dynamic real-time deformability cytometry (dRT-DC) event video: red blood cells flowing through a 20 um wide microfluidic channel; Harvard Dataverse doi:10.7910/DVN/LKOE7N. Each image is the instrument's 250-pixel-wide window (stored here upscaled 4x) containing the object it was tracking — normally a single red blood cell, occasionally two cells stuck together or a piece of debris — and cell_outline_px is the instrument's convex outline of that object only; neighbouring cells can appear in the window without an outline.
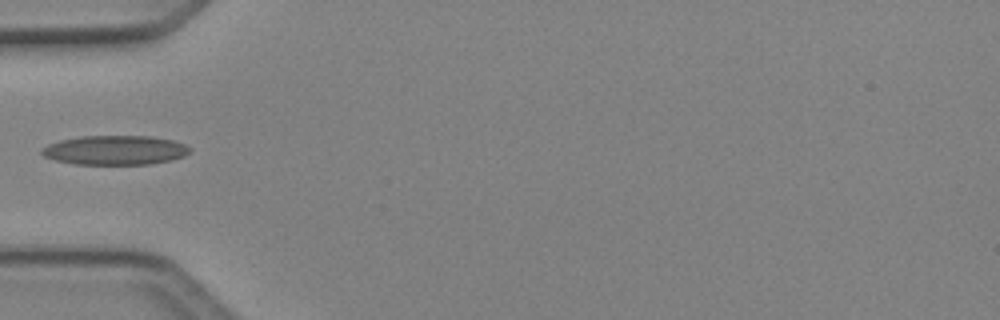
{"species": "Egyptian fruit bat (a non-hibernating species)", "species_latin": "Rousettus aegyptiacus", "temperature_condition": "cold", "stored_images_in_passage": 5, "camera_frame_rate_fps": 3000, "um_per_image_px": 0.085, "animal": {"sex": "female"}, "frame": {"image": 1, "passage_image": 4, "time_ms": 1.0, "image_size_px": [1000, 320], "cell_outline_px": [[192, 148], [184, 156], [172, 160], [148, 164], [76, 164], [56, 160], [44, 156], [40, 152], [40, 148], [48, 144], [60, 140], [80, 136], [152, 136], [172, 140], [184, 144]], "centroid_in_image_um": [9.77, 12.76], "position_along_channel_um": 75.2, "area_um2": 25.32}}
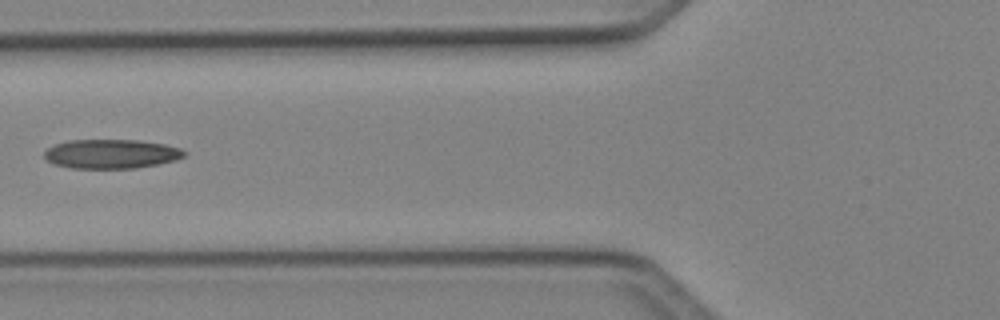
{"frame": {"image": 2, "passage_image": 5, "time_ms": 1.333, "image_size_px": [1000, 320], "cell_outline_px": [[188, 152], [184, 156], [176, 160], [136, 168], [72, 168], [56, 164], [48, 160], [44, 156], [44, 152], [48, 148], [56, 144], [68, 140], [140, 140], [164, 144], [180, 148]], "centroid_in_image_um": [9.48, 13.07], "position_along_channel_um": 116.3, "area_um2": 23.7}}